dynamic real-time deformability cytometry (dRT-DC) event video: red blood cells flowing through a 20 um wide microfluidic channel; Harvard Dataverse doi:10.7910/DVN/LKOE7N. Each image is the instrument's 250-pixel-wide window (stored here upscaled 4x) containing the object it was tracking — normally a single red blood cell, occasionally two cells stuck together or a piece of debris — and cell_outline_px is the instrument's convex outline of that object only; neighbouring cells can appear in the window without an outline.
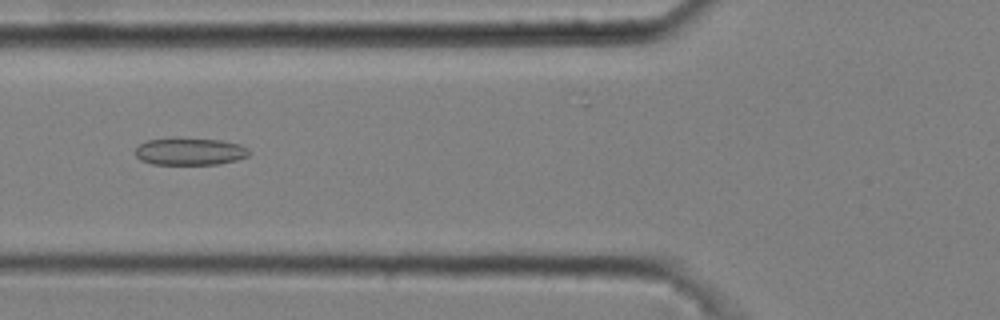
{"species": "common noctule bat (a hibernating species)", "species_latin": "Nyctalus noctula", "temperature_condition": "cold", "stored_images_in_passage": 5, "camera_frame_rate_fps": 3000, "um_per_image_px": 0.085, "animal": {"sex": "male", "body_mass_g": 20.4}, "frame": {"image": 1, "passage_image": 4, "time_ms": 1.0, "image_size_px": [1000, 320], "cell_outline_px": [[252, 152], [248, 156], [236, 160], [220, 164], [152, 164], [140, 160], [136, 156], [136, 148], [140, 144], [148, 140], [172, 136], [176, 136], [220, 140], [240, 144], [248, 148]], "centroid_in_image_um": [16.14, 12.85], "position_along_channel_um": 109.7, "area_um2": 18.61}}
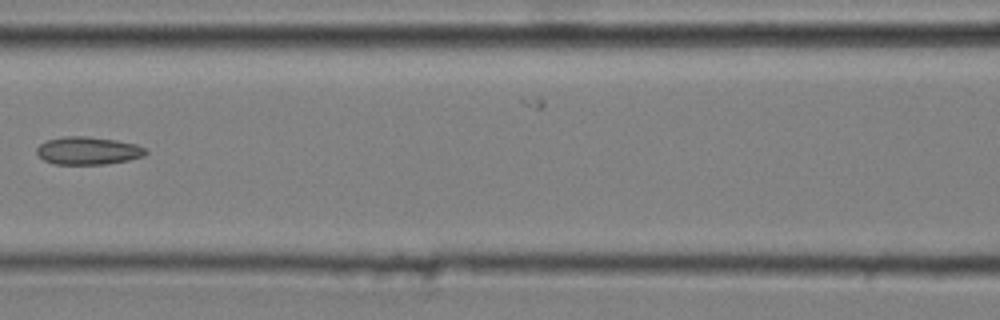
{"frame": {"image": 2, "passage_image": 5, "time_ms": 1.333, "image_size_px": [1000, 320], "cell_outline_px": [[148, 152], [144, 156], [128, 160], [104, 164], [56, 164], [44, 160], [36, 152], [36, 148], [40, 144], [48, 140], [64, 136], [88, 136], [116, 140], [136, 144], [144, 148]], "centroid_in_image_um": [7.48, 12.8], "position_along_channel_um": 159.1, "area_um2": 17.57}}